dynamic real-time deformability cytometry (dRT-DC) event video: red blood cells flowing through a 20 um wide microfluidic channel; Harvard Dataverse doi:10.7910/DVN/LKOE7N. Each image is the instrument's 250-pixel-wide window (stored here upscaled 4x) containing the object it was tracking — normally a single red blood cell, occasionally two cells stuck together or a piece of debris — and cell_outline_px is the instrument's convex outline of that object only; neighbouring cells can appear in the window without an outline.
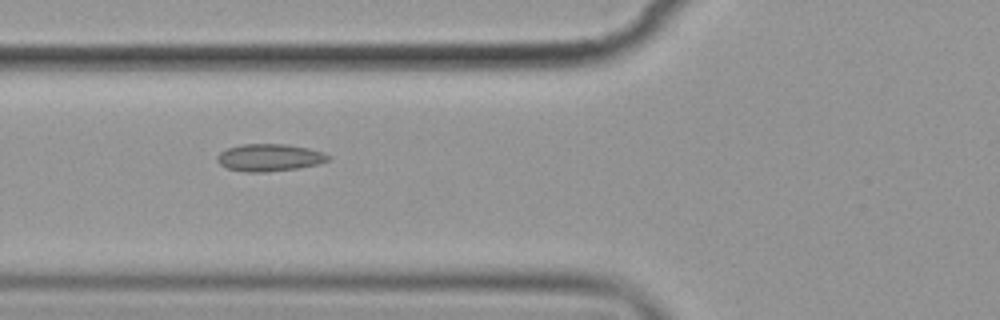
{"species": "common noctule bat (a hibernating species)", "species_latin": "Nyctalus noctula", "temperature_condition": "cold", "stored_images_in_passage": 7, "camera_frame_rate_fps": 3000, "um_per_image_px": 0.085, "animal": {"sex": "female", "body_mass_g": 19.9}, "frame": {"image": 1, "passage_image": 6, "time_ms": 6.0, "image_size_px": [1000, 320], "cell_outline_px": [[332, 156], [328, 160], [316, 164], [300, 168], [268, 172], [244, 172], [228, 168], [220, 164], [216, 160], [216, 156], [220, 152], [228, 148], [240, 144], [284, 144], [308, 148], [324, 152]], "centroid_in_image_um": [22.9, 13.39], "position_along_channel_um": 102.9, "area_um2": 17.74}}
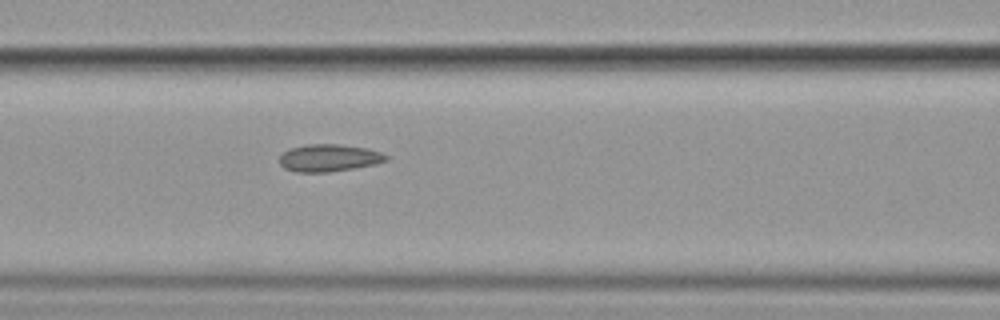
{"frame": {"image": 2, "passage_image": 7, "time_ms": 7.0, "image_size_px": [1000, 320], "cell_outline_px": [[388, 160], [376, 164], [328, 172], [296, 172], [284, 168], [280, 164], [280, 156], [288, 148], [308, 144], [340, 144], [368, 148], [380, 152], [388, 156]], "centroid_in_image_um": [27.96, 13.41], "position_along_channel_um": 138.6, "area_um2": 16.99}}